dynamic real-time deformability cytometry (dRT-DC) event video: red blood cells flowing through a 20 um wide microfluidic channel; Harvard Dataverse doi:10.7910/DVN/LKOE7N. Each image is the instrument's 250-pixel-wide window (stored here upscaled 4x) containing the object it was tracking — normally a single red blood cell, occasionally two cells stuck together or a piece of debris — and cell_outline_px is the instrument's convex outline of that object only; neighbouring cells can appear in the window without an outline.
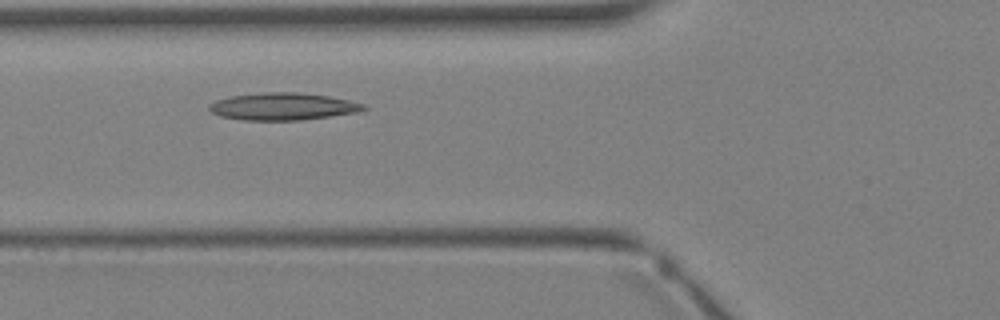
{"species": "Egyptian fruit bat (a non-hibernating species)", "species_latin": "Rousettus aegyptiacus", "temperature_condition": "warm", "stored_images_in_passage": 5, "camera_frame_rate_fps": 3000, "um_per_image_px": 0.085, "animal": {"sex": "female"}, "frame": {"image": 1, "passage_image": 5, "time_ms": 4.667, "image_size_px": [1000, 320], "cell_outline_px": [[368, 108], [360, 112], [300, 120], [244, 120], [220, 116], [212, 112], [208, 108], [208, 104], [216, 100], [232, 96], [260, 92], [296, 92], [328, 96], [348, 100], [364, 104]], "centroid_in_image_um": [24.04, 9.05], "position_along_channel_um": 101.8, "area_um2": 24.51}}